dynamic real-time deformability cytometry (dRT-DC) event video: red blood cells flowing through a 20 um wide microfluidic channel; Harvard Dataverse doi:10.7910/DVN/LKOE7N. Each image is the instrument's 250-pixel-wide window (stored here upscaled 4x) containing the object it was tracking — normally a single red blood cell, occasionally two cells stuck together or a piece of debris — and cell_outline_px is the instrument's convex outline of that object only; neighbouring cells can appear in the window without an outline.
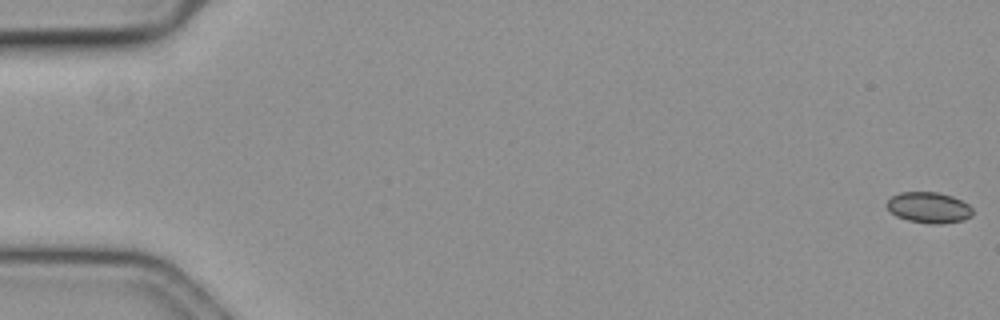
{"species": "common noctule bat (a hibernating species)", "species_latin": "Nyctalus noctula", "temperature_condition": "cold", "stored_images_in_passage": 16, "camera_frame_rate_fps": 3000, "um_per_image_px": 0.085, "animal": {"sex": "female", "body_mass_g": 19.3, "forearm_length_mm": 54.1}, "frame": {"image": 1, "passage_image": 1, "time_ms": 0.0, "image_size_px": [1000, 320], "cell_outline_px": [[972, 216], [964, 220], [940, 224], [932, 224], [908, 220], [896, 216], [884, 204], [892, 196], [900, 192], [936, 192], [952, 196], [968, 204], [972, 208]], "centroid_in_image_um": [78.95, 17.64], "position_along_channel_um": 6.1, "area_um2": 15.43}}
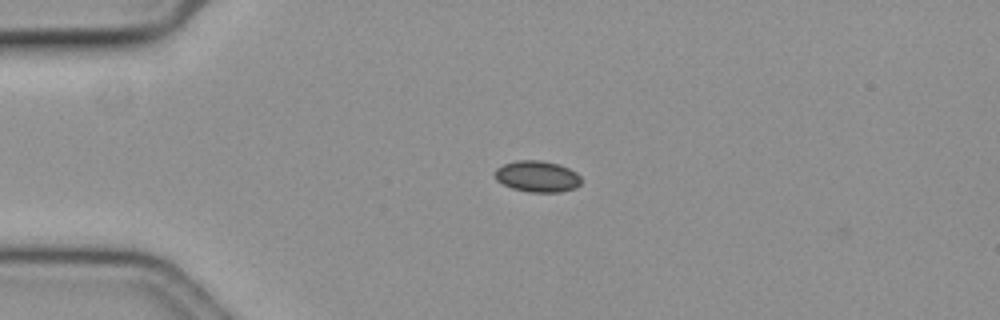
{"frame": {"image": 2, "passage_image": 15, "time_ms": 4.667, "image_size_px": [1000, 320], "cell_outline_px": [[580, 184], [576, 188], [560, 192], [528, 192], [512, 188], [496, 180], [496, 168], [504, 164], [516, 160], [540, 160], [560, 164], [576, 172], [580, 176]], "centroid_in_image_um": [45.69, 14.99], "position_along_channel_um": 39.3, "area_um2": 15.72}}